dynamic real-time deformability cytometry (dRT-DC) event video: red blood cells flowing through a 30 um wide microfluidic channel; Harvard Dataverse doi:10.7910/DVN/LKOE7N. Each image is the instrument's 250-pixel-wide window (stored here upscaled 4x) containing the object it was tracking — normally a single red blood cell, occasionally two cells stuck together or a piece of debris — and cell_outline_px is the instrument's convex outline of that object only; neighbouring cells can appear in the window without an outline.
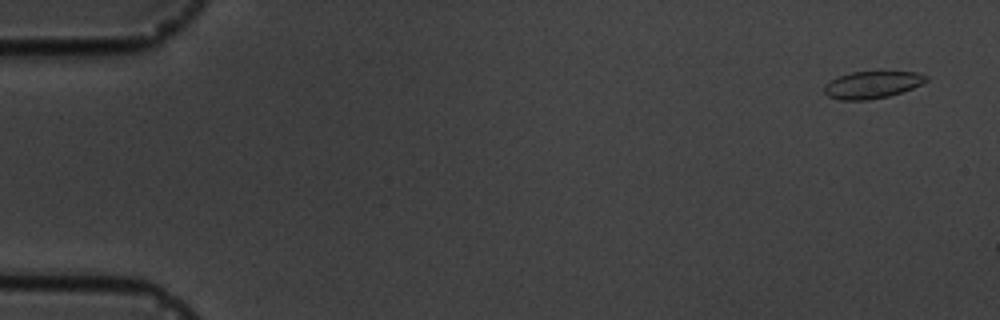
{"species": "common noctule bat (a hibernating species)", "species_latin": "Nyctalus noctula", "temperature_condition": "cold", "stored_images_in_passage": 4, "camera_frame_rate_fps": 3000, "um_per_image_px": 0.085, "animal": {"sex": "male", "body_mass_g": 19.5, "forearm_length_mm": 54.6}, "frame": {"image": 1, "passage_image": 1, "time_ms": 0.0, "image_size_px": [1000, 320], "cell_outline_px": [[928, 80], [912, 88], [888, 96], [868, 100], [840, 100], [828, 96], [824, 92], [824, 84], [840, 76], [852, 72], [916, 72], [928, 76]], "centroid_in_image_um": [74.11, 7.21], "position_along_channel_um": 10.9, "area_um2": 15.9}}